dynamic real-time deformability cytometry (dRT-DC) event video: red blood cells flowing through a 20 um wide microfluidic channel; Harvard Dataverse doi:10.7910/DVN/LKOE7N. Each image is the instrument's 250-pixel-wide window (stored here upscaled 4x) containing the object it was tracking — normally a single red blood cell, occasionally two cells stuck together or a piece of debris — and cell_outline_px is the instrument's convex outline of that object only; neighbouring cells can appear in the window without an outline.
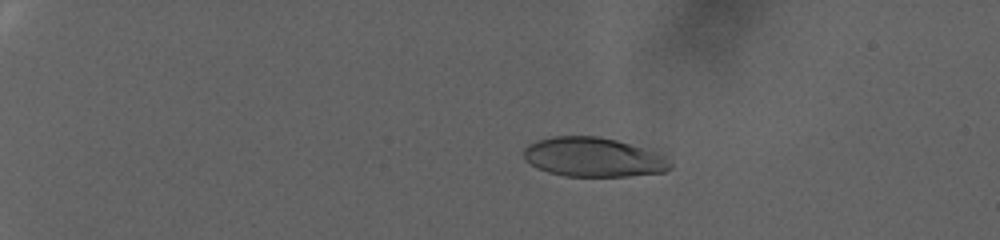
{"species": "human", "species_latin": "Homo sapiens", "temperature_condition": "warm", "stored_images_in_passage": 14, "camera_frame_rate_fps": 3000, "um_per_image_px": 0.085, "donor": {"sex": "female"}, "frame": {"image": 1, "passage_image": 1, "time_ms": 0.0, "image_size_px": [1000, 240], "cell_outline_px": [[672, 168], [664, 172], [628, 176], [564, 176], [548, 172], [536, 168], [524, 160], [524, 148], [528, 144], [536, 140], [552, 136], [596, 136], [616, 140], [656, 152], [664, 156], [672, 164]], "centroid_in_image_um": [50.4, 13.36], "position_along_channel_um": 34.6, "area_um2": 33.64}}
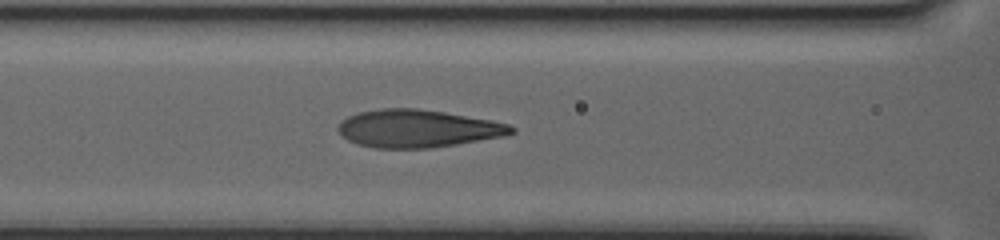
{"frame": {"image": 2, "passage_image": 9, "time_ms": 2.667, "image_size_px": [1000, 240], "cell_outline_px": [[516, 132], [504, 136], [432, 148], [372, 148], [356, 144], [348, 140], [336, 128], [348, 116], [360, 112], [384, 108], [416, 108], [444, 112], [492, 120], [508, 124], [516, 128]], "centroid_in_image_um": [35.52, 10.93], "position_along_channel_um": 131.1, "area_um2": 37.97}}
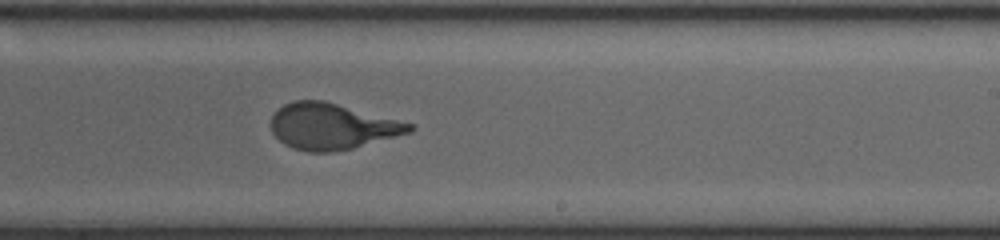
{"frame": {"image": 3, "passage_image": 14, "time_ms": 4.333, "image_size_px": [1000, 240], "cell_outline_px": [[416, 128], [412, 132], [352, 148], [332, 152], [308, 152], [292, 148], [284, 144], [272, 132], [272, 116], [284, 104], [296, 100], [324, 100], [416, 124]], "centroid_in_image_um": [28.26, 10.74], "position_along_channel_um": 260.7, "area_um2": 37.17}}